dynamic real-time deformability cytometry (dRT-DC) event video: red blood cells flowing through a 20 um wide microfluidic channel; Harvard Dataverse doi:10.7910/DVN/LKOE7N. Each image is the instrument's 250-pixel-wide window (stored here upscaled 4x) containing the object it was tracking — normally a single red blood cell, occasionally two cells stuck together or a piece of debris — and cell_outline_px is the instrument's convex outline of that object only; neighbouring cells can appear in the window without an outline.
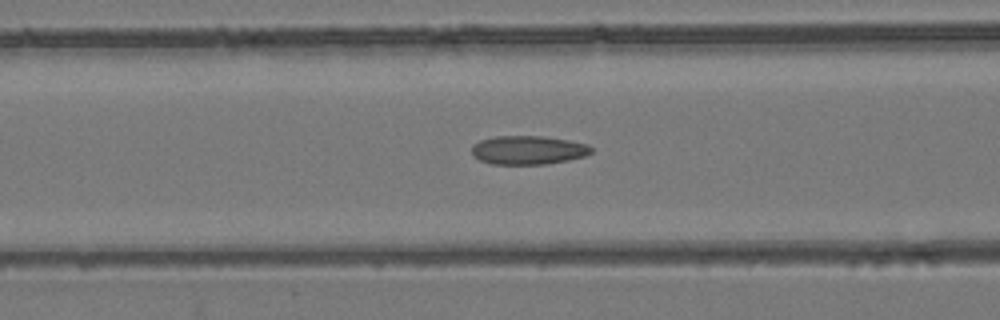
{"species": "common noctule bat (a hibernating species)", "species_latin": "Nyctalus noctula", "temperature_condition": "room temperature", "stored_images_in_passage": 45, "camera_frame_rate_fps": 3000, "um_per_image_px": 0.085, "animal": {"sex": "female", "body_mass_g": 24.6, "forearm_length_mm": 56.2}, "frame": {"image": 1, "passage_image": 17, "time_ms": 5.333, "image_size_px": [1000, 320], "cell_outline_px": [[592, 152], [584, 156], [568, 160], [544, 164], [492, 164], [480, 160], [472, 156], [472, 144], [480, 140], [496, 136], [540, 136], [568, 140], [588, 144], [592, 148]], "centroid_in_image_um": [44.86, 12.75], "position_along_channel_um": 121.7, "area_um2": 20.0}}
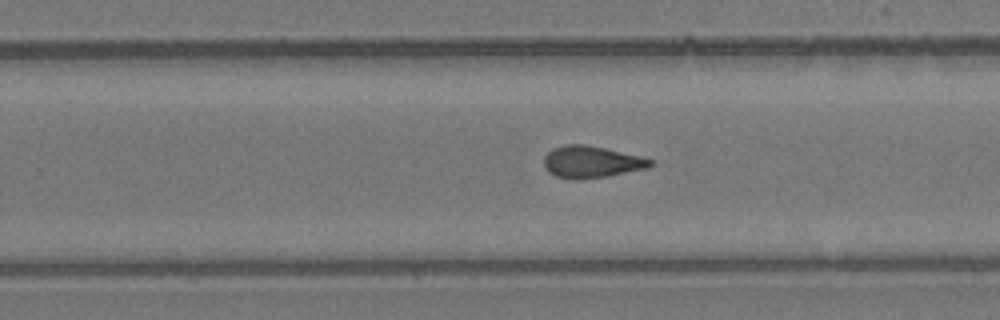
{"frame": {"image": 2, "passage_image": 29, "time_ms": 9.333, "image_size_px": [1000, 320], "cell_outline_px": [[652, 164], [648, 168], [604, 176], [580, 180], [572, 180], [556, 176], [548, 172], [544, 164], [544, 156], [552, 148], [564, 144], [584, 144], [604, 148], [640, 156], [652, 160]], "centroid_in_image_um": [50.22, 13.76], "position_along_channel_um": 279.6, "area_um2": 19.65}}
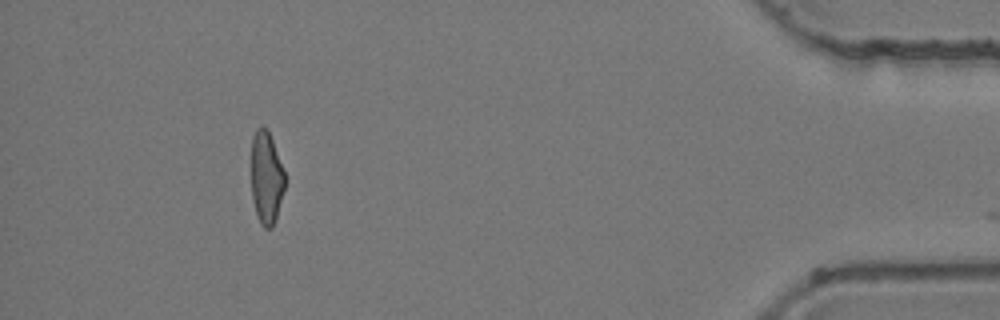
{"frame": {"image": 3, "passage_image": 44, "time_ms": 14.333, "image_size_px": [1000, 320], "cell_outline_px": [[284, 188], [276, 220], [272, 228], [264, 228], [260, 224], [256, 216], [252, 200], [252, 136], [256, 128], [260, 124], [268, 128], [284, 172]], "centroid_in_image_um": [22.62, 15.1], "position_along_channel_um": 412.6, "area_um2": 18.26}}